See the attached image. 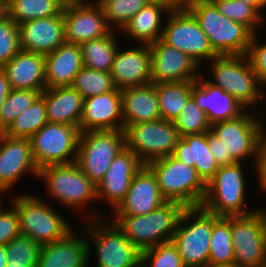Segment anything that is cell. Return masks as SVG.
Returning <instances> with one entry per match:
<instances>
[{
    "instance_id": "7dc6e473",
    "label": "cell",
    "mask_w": 266,
    "mask_h": 267,
    "mask_svg": "<svg viewBox=\"0 0 266 267\" xmlns=\"http://www.w3.org/2000/svg\"><path fill=\"white\" fill-rule=\"evenodd\" d=\"M253 165V168H255L253 170H256L255 175L257 174L259 190H261L262 193H266V139L263 141L259 155Z\"/></svg>"
},
{
    "instance_id": "ab89813d",
    "label": "cell",
    "mask_w": 266,
    "mask_h": 267,
    "mask_svg": "<svg viewBox=\"0 0 266 267\" xmlns=\"http://www.w3.org/2000/svg\"><path fill=\"white\" fill-rule=\"evenodd\" d=\"M213 3L224 16L247 25L255 34H259L258 25H264L266 20L253 6L241 0H215Z\"/></svg>"
},
{
    "instance_id": "d6a6232c",
    "label": "cell",
    "mask_w": 266,
    "mask_h": 267,
    "mask_svg": "<svg viewBox=\"0 0 266 267\" xmlns=\"http://www.w3.org/2000/svg\"><path fill=\"white\" fill-rule=\"evenodd\" d=\"M118 31H111L108 35L80 44L83 65L87 68L110 72L118 45ZM117 38V39H116Z\"/></svg>"
},
{
    "instance_id": "7c38bea8",
    "label": "cell",
    "mask_w": 266,
    "mask_h": 267,
    "mask_svg": "<svg viewBox=\"0 0 266 267\" xmlns=\"http://www.w3.org/2000/svg\"><path fill=\"white\" fill-rule=\"evenodd\" d=\"M124 148V130L84 131L80 134L75 163L97 185Z\"/></svg>"
},
{
    "instance_id": "11a10c76",
    "label": "cell",
    "mask_w": 266,
    "mask_h": 267,
    "mask_svg": "<svg viewBox=\"0 0 266 267\" xmlns=\"http://www.w3.org/2000/svg\"><path fill=\"white\" fill-rule=\"evenodd\" d=\"M7 17V2L0 0V22Z\"/></svg>"
},
{
    "instance_id": "f5cc1de1",
    "label": "cell",
    "mask_w": 266,
    "mask_h": 267,
    "mask_svg": "<svg viewBox=\"0 0 266 267\" xmlns=\"http://www.w3.org/2000/svg\"><path fill=\"white\" fill-rule=\"evenodd\" d=\"M244 3L253 6L265 19L266 17L263 14L264 8H266V0H241Z\"/></svg>"
},
{
    "instance_id": "83f0119b",
    "label": "cell",
    "mask_w": 266,
    "mask_h": 267,
    "mask_svg": "<svg viewBox=\"0 0 266 267\" xmlns=\"http://www.w3.org/2000/svg\"><path fill=\"white\" fill-rule=\"evenodd\" d=\"M83 67L80 46L63 43L55 51L45 55L46 88L70 87Z\"/></svg>"
},
{
    "instance_id": "836d02e7",
    "label": "cell",
    "mask_w": 266,
    "mask_h": 267,
    "mask_svg": "<svg viewBox=\"0 0 266 267\" xmlns=\"http://www.w3.org/2000/svg\"><path fill=\"white\" fill-rule=\"evenodd\" d=\"M64 0H9L7 16L17 25L24 22L60 15Z\"/></svg>"
},
{
    "instance_id": "e575fe53",
    "label": "cell",
    "mask_w": 266,
    "mask_h": 267,
    "mask_svg": "<svg viewBox=\"0 0 266 267\" xmlns=\"http://www.w3.org/2000/svg\"><path fill=\"white\" fill-rule=\"evenodd\" d=\"M195 81L162 82L156 84L161 118L175 121L186 101L192 96Z\"/></svg>"
},
{
    "instance_id": "5bb4252c",
    "label": "cell",
    "mask_w": 266,
    "mask_h": 267,
    "mask_svg": "<svg viewBox=\"0 0 266 267\" xmlns=\"http://www.w3.org/2000/svg\"><path fill=\"white\" fill-rule=\"evenodd\" d=\"M80 134L77 126L47 122L30 138L37 167L74 163Z\"/></svg>"
},
{
    "instance_id": "52a82bcc",
    "label": "cell",
    "mask_w": 266,
    "mask_h": 267,
    "mask_svg": "<svg viewBox=\"0 0 266 267\" xmlns=\"http://www.w3.org/2000/svg\"><path fill=\"white\" fill-rule=\"evenodd\" d=\"M39 179L41 182L44 181L48 196L65 208L85 212L89 210L88 204L95 205L96 200L98 201L96 184L82 172L75 162L42 167L39 169Z\"/></svg>"
},
{
    "instance_id": "d6986e66",
    "label": "cell",
    "mask_w": 266,
    "mask_h": 267,
    "mask_svg": "<svg viewBox=\"0 0 266 267\" xmlns=\"http://www.w3.org/2000/svg\"><path fill=\"white\" fill-rule=\"evenodd\" d=\"M140 159L128 148L121 150L112 160L108 171L97 183L98 201L110 204L112 212L123 201L135 174L143 167Z\"/></svg>"
},
{
    "instance_id": "f546056e",
    "label": "cell",
    "mask_w": 266,
    "mask_h": 267,
    "mask_svg": "<svg viewBox=\"0 0 266 267\" xmlns=\"http://www.w3.org/2000/svg\"><path fill=\"white\" fill-rule=\"evenodd\" d=\"M40 96L45 101L50 123L79 127L83 112V96L70 87L46 88Z\"/></svg>"
},
{
    "instance_id": "4316f807",
    "label": "cell",
    "mask_w": 266,
    "mask_h": 267,
    "mask_svg": "<svg viewBox=\"0 0 266 267\" xmlns=\"http://www.w3.org/2000/svg\"><path fill=\"white\" fill-rule=\"evenodd\" d=\"M76 233L73 230L61 240L42 245L36 267H88L86 236Z\"/></svg>"
},
{
    "instance_id": "d590c367",
    "label": "cell",
    "mask_w": 266,
    "mask_h": 267,
    "mask_svg": "<svg viewBox=\"0 0 266 267\" xmlns=\"http://www.w3.org/2000/svg\"><path fill=\"white\" fill-rule=\"evenodd\" d=\"M47 122L45 101L39 96L28 109L9 125L3 134L12 138L30 139Z\"/></svg>"
},
{
    "instance_id": "6f0895ef",
    "label": "cell",
    "mask_w": 266,
    "mask_h": 267,
    "mask_svg": "<svg viewBox=\"0 0 266 267\" xmlns=\"http://www.w3.org/2000/svg\"><path fill=\"white\" fill-rule=\"evenodd\" d=\"M6 267H36V266H18V265H13V263H8Z\"/></svg>"
},
{
    "instance_id": "cb8c5ba5",
    "label": "cell",
    "mask_w": 266,
    "mask_h": 267,
    "mask_svg": "<svg viewBox=\"0 0 266 267\" xmlns=\"http://www.w3.org/2000/svg\"><path fill=\"white\" fill-rule=\"evenodd\" d=\"M203 73L201 71L200 77L192 84V97L197 106L206 112L211 124L239 117L247 110L229 93L210 84Z\"/></svg>"
},
{
    "instance_id": "8fae6325",
    "label": "cell",
    "mask_w": 266,
    "mask_h": 267,
    "mask_svg": "<svg viewBox=\"0 0 266 267\" xmlns=\"http://www.w3.org/2000/svg\"><path fill=\"white\" fill-rule=\"evenodd\" d=\"M125 147L147 163L173 154L181 139L173 121L164 119L124 127Z\"/></svg>"
},
{
    "instance_id": "3957f363",
    "label": "cell",
    "mask_w": 266,
    "mask_h": 267,
    "mask_svg": "<svg viewBox=\"0 0 266 267\" xmlns=\"http://www.w3.org/2000/svg\"><path fill=\"white\" fill-rule=\"evenodd\" d=\"M186 207L167 201L145 215L111 216L124 236L140 251L172 241L178 222Z\"/></svg>"
},
{
    "instance_id": "c3c4849f",
    "label": "cell",
    "mask_w": 266,
    "mask_h": 267,
    "mask_svg": "<svg viewBox=\"0 0 266 267\" xmlns=\"http://www.w3.org/2000/svg\"><path fill=\"white\" fill-rule=\"evenodd\" d=\"M208 145L210 152L215 157L218 165L223 166V147L219 143L218 137H216L210 130L208 131Z\"/></svg>"
},
{
    "instance_id": "30bf717a",
    "label": "cell",
    "mask_w": 266,
    "mask_h": 267,
    "mask_svg": "<svg viewBox=\"0 0 266 267\" xmlns=\"http://www.w3.org/2000/svg\"><path fill=\"white\" fill-rule=\"evenodd\" d=\"M213 214L200 207L186 208L172 238L186 267H209Z\"/></svg>"
},
{
    "instance_id": "9c48e42d",
    "label": "cell",
    "mask_w": 266,
    "mask_h": 267,
    "mask_svg": "<svg viewBox=\"0 0 266 267\" xmlns=\"http://www.w3.org/2000/svg\"><path fill=\"white\" fill-rule=\"evenodd\" d=\"M188 10L198 21L218 56L247 55L255 35L247 25L227 18L214 3L199 4Z\"/></svg>"
},
{
    "instance_id": "1f68e13d",
    "label": "cell",
    "mask_w": 266,
    "mask_h": 267,
    "mask_svg": "<svg viewBox=\"0 0 266 267\" xmlns=\"http://www.w3.org/2000/svg\"><path fill=\"white\" fill-rule=\"evenodd\" d=\"M231 216L213 214L212 234L209 249V267L234 265Z\"/></svg>"
},
{
    "instance_id": "7402d4cb",
    "label": "cell",
    "mask_w": 266,
    "mask_h": 267,
    "mask_svg": "<svg viewBox=\"0 0 266 267\" xmlns=\"http://www.w3.org/2000/svg\"><path fill=\"white\" fill-rule=\"evenodd\" d=\"M79 128L81 132L123 130L121 89L84 99Z\"/></svg>"
},
{
    "instance_id": "44dd1931",
    "label": "cell",
    "mask_w": 266,
    "mask_h": 267,
    "mask_svg": "<svg viewBox=\"0 0 266 267\" xmlns=\"http://www.w3.org/2000/svg\"><path fill=\"white\" fill-rule=\"evenodd\" d=\"M166 202L167 200L160 193L154 174L146 165H143L132 179L125 198L111 215H145Z\"/></svg>"
},
{
    "instance_id": "74e56055",
    "label": "cell",
    "mask_w": 266,
    "mask_h": 267,
    "mask_svg": "<svg viewBox=\"0 0 266 267\" xmlns=\"http://www.w3.org/2000/svg\"><path fill=\"white\" fill-rule=\"evenodd\" d=\"M103 9L107 24L113 31H121L144 6L146 0H96Z\"/></svg>"
},
{
    "instance_id": "4dcf8cb0",
    "label": "cell",
    "mask_w": 266,
    "mask_h": 267,
    "mask_svg": "<svg viewBox=\"0 0 266 267\" xmlns=\"http://www.w3.org/2000/svg\"><path fill=\"white\" fill-rule=\"evenodd\" d=\"M169 12L163 5L148 3L128 21L119 34L131 37V41L133 38V43L150 45L162 37Z\"/></svg>"
},
{
    "instance_id": "277c9868",
    "label": "cell",
    "mask_w": 266,
    "mask_h": 267,
    "mask_svg": "<svg viewBox=\"0 0 266 267\" xmlns=\"http://www.w3.org/2000/svg\"><path fill=\"white\" fill-rule=\"evenodd\" d=\"M11 198L10 204L19 215L21 234L41 246L61 240L75 230L66 217L47 202L48 198L42 199L25 192L14 194Z\"/></svg>"
},
{
    "instance_id": "db71d44e",
    "label": "cell",
    "mask_w": 266,
    "mask_h": 267,
    "mask_svg": "<svg viewBox=\"0 0 266 267\" xmlns=\"http://www.w3.org/2000/svg\"><path fill=\"white\" fill-rule=\"evenodd\" d=\"M7 265L8 259L5 245H0V267H6Z\"/></svg>"
},
{
    "instance_id": "7a4b0ae2",
    "label": "cell",
    "mask_w": 266,
    "mask_h": 267,
    "mask_svg": "<svg viewBox=\"0 0 266 267\" xmlns=\"http://www.w3.org/2000/svg\"><path fill=\"white\" fill-rule=\"evenodd\" d=\"M254 112L246 110L239 117L211 124L210 131L223 147V166L246 163L244 161L249 159L254 163L259 155L266 139V126L262 117H257Z\"/></svg>"
},
{
    "instance_id": "5b68a950",
    "label": "cell",
    "mask_w": 266,
    "mask_h": 267,
    "mask_svg": "<svg viewBox=\"0 0 266 267\" xmlns=\"http://www.w3.org/2000/svg\"><path fill=\"white\" fill-rule=\"evenodd\" d=\"M208 64L211 69L208 68V72L211 71L209 73L212 76L205 75L204 78L210 84L229 93L247 110L261 103L264 86L258 80L247 55L218 56Z\"/></svg>"
},
{
    "instance_id": "8992f818",
    "label": "cell",
    "mask_w": 266,
    "mask_h": 267,
    "mask_svg": "<svg viewBox=\"0 0 266 267\" xmlns=\"http://www.w3.org/2000/svg\"><path fill=\"white\" fill-rule=\"evenodd\" d=\"M244 168L242 162L219 167L206 184V195L201 207L216 216L247 215L256 211L257 207L249 209L247 205L248 179Z\"/></svg>"
},
{
    "instance_id": "680465c9",
    "label": "cell",
    "mask_w": 266,
    "mask_h": 267,
    "mask_svg": "<svg viewBox=\"0 0 266 267\" xmlns=\"http://www.w3.org/2000/svg\"><path fill=\"white\" fill-rule=\"evenodd\" d=\"M264 90H266V86L263 88V94H262V99H263V100L265 99V100H264V101L262 100L261 102H265V103H266V94H265L266 91H264ZM265 112H266V111H265Z\"/></svg>"
},
{
    "instance_id": "8d00e7d4",
    "label": "cell",
    "mask_w": 266,
    "mask_h": 267,
    "mask_svg": "<svg viewBox=\"0 0 266 267\" xmlns=\"http://www.w3.org/2000/svg\"><path fill=\"white\" fill-rule=\"evenodd\" d=\"M71 87L78 91L84 99L108 93L114 90V82L110 72L83 67L75 76Z\"/></svg>"
},
{
    "instance_id": "ee69618b",
    "label": "cell",
    "mask_w": 266,
    "mask_h": 267,
    "mask_svg": "<svg viewBox=\"0 0 266 267\" xmlns=\"http://www.w3.org/2000/svg\"><path fill=\"white\" fill-rule=\"evenodd\" d=\"M21 50L19 27L7 16L0 22V68Z\"/></svg>"
},
{
    "instance_id": "f1b7e54d",
    "label": "cell",
    "mask_w": 266,
    "mask_h": 267,
    "mask_svg": "<svg viewBox=\"0 0 266 267\" xmlns=\"http://www.w3.org/2000/svg\"><path fill=\"white\" fill-rule=\"evenodd\" d=\"M172 156L187 166L194 167L205 184L214 177L220 167L210 152L208 132L181 137Z\"/></svg>"
},
{
    "instance_id": "816d5d0a",
    "label": "cell",
    "mask_w": 266,
    "mask_h": 267,
    "mask_svg": "<svg viewBox=\"0 0 266 267\" xmlns=\"http://www.w3.org/2000/svg\"><path fill=\"white\" fill-rule=\"evenodd\" d=\"M215 0H179L181 9L188 10L199 4L213 3Z\"/></svg>"
},
{
    "instance_id": "ba28073f",
    "label": "cell",
    "mask_w": 266,
    "mask_h": 267,
    "mask_svg": "<svg viewBox=\"0 0 266 267\" xmlns=\"http://www.w3.org/2000/svg\"><path fill=\"white\" fill-rule=\"evenodd\" d=\"M146 166L154 174L160 193L167 201L188 207H200L206 195V184L196 169L172 155L151 161Z\"/></svg>"
},
{
    "instance_id": "94428289",
    "label": "cell",
    "mask_w": 266,
    "mask_h": 267,
    "mask_svg": "<svg viewBox=\"0 0 266 267\" xmlns=\"http://www.w3.org/2000/svg\"><path fill=\"white\" fill-rule=\"evenodd\" d=\"M65 2H71V1H86V0H64Z\"/></svg>"
},
{
    "instance_id": "60d3db41",
    "label": "cell",
    "mask_w": 266,
    "mask_h": 267,
    "mask_svg": "<svg viewBox=\"0 0 266 267\" xmlns=\"http://www.w3.org/2000/svg\"><path fill=\"white\" fill-rule=\"evenodd\" d=\"M174 125L181 137L208 132L211 127L206 112L197 106L192 96L186 101Z\"/></svg>"
},
{
    "instance_id": "f6af8a7d",
    "label": "cell",
    "mask_w": 266,
    "mask_h": 267,
    "mask_svg": "<svg viewBox=\"0 0 266 267\" xmlns=\"http://www.w3.org/2000/svg\"><path fill=\"white\" fill-rule=\"evenodd\" d=\"M21 235L19 215L11 205L0 211V245H7L11 240Z\"/></svg>"
},
{
    "instance_id": "484cf974",
    "label": "cell",
    "mask_w": 266,
    "mask_h": 267,
    "mask_svg": "<svg viewBox=\"0 0 266 267\" xmlns=\"http://www.w3.org/2000/svg\"><path fill=\"white\" fill-rule=\"evenodd\" d=\"M121 104L123 130L128 125L162 119L156 84L121 89Z\"/></svg>"
},
{
    "instance_id": "d4e9b609",
    "label": "cell",
    "mask_w": 266,
    "mask_h": 267,
    "mask_svg": "<svg viewBox=\"0 0 266 267\" xmlns=\"http://www.w3.org/2000/svg\"><path fill=\"white\" fill-rule=\"evenodd\" d=\"M2 70L9 80L11 89L34 90L46 89L45 55L21 50Z\"/></svg>"
},
{
    "instance_id": "6da1fadb",
    "label": "cell",
    "mask_w": 266,
    "mask_h": 267,
    "mask_svg": "<svg viewBox=\"0 0 266 267\" xmlns=\"http://www.w3.org/2000/svg\"><path fill=\"white\" fill-rule=\"evenodd\" d=\"M92 213L86 218V224L80 227L85 226L83 232L87 238L88 260L93 253L91 249H94L97 267H140L141 251L114 222L106 218L105 213Z\"/></svg>"
},
{
    "instance_id": "7bdbcfd3",
    "label": "cell",
    "mask_w": 266,
    "mask_h": 267,
    "mask_svg": "<svg viewBox=\"0 0 266 267\" xmlns=\"http://www.w3.org/2000/svg\"><path fill=\"white\" fill-rule=\"evenodd\" d=\"M8 263L37 266L41 245L26 235H19L5 245Z\"/></svg>"
},
{
    "instance_id": "4fadbf2b",
    "label": "cell",
    "mask_w": 266,
    "mask_h": 267,
    "mask_svg": "<svg viewBox=\"0 0 266 267\" xmlns=\"http://www.w3.org/2000/svg\"><path fill=\"white\" fill-rule=\"evenodd\" d=\"M234 264L263 267L266 264V208L231 216Z\"/></svg>"
},
{
    "instance_id": "681fc988",
    "label": "cell",
    "mask_w": 266,
    "mask_h": 267,
    "mask_svg": "<svg viewBox=\"0 0 266 267\" xmlns=\"http://www.w3.org/2000/svg\"><path fill=\"white\" fill-rule=\"evenodd\" d=\"M11 86L5 72L0 68V107L11 92Z\"/></svg>"
},
{
    "instance_id": "f35d334b",
    "label": "cell",
    "mask_w": 266,
    "mask_h": 267,
    "mask_svg": "<svg viewBox=\"0 0 266 267\" xmlns=\"http://www.w3.org/2000/svg\"><path fill=\"white\" fill-rule=\"evenodd\" d=\"M40 94L41 92L34 90L12 89L0 107V132L3 133L19 115L32 105Z\"/></svg>"
},
{
    "instance_id": "9a60e30c",
    "label": "cell",
    "mask_w": 266,
    "mask_h": 267,
    "mask_svg": "<svg viewBox=\"0 0 266 267\" xmlns=\"http://www.w3.org/2000/svg\"><path fill=\"white\" fill-rule=\"evenodd\" d=\"M161 39L189 55L200 67L218 57L210 45L209 38L189 10L178 9L169 12Z\"/></svg>"
},
{
    "instance_id": "ffe728a7",
    "label": "cell",
    "mask_w": 266,
    "mask_h": 267,
    "mask_svg": "<svg viewBox=\"0 0 266 267\" xmlns=\"http://www.w3.org/2000/svg\"><path fill=\"white\" fill-rule=\"evenodd\" d=\"M134 45V47L124 48V50L122 47L117 49L110 74L114 86L118 89L151 83L150 46L146 44Z\"/></svg>"
},
{
    "instance_id": "603a6c76",
    "label": "cell",
    "mask_w": 266,
    "mask_h": 267,
    "mask_svg": "<svg viewBox=\"0 0 266 267\" xmlns=\"http://www.w3.org/2000/svg\"><path fill=\"white\" fill-rule=\"evenodd\" d=\"M18 27L23 51L46 55L65 43L63 12L57 16L27 21Z\"/></svg>"
},
{
    "instance_id": "b9f144b4",
    "label": "cell",
    "mask_w": 266,
    "mask_h": 267,
    "mask_svg": "<svg viewBox=\"0 0 266 267\" xmlns=\"http://www.w3.org/2000/svg\"><path fill=\"white\" fill-rule=\"evenodd\" d=\"M140 267H186L172 241L141 251Z\"/></svg>"
},
{
    "instance_id": "f907efd6",
    "label": "cell",
    "mask_w": 266,
    "mask_h": 267,
    "mask_svg": "<svg viewBox=\"0 0 266 267\" xmlns=\"http://www.w3.org/2000/svg\"><path fill=\"white\" fill-rule=\"evenodd\" d=\"M151 4H160L168 8L170 11L181 9L179 0H146Z\"/></svg>"
},
{
    "instance_id": "e0dca14e",
    "label": "cell",
    "mask_w": 266,
    "mask_h": 267,
    "mask_svg": "<svg viewBox=\"0 0 266 267\" xmlns=\"http://www.w3.org/2000/svg\"><path fill=\"white\" fill-rule=\"evenodd\" d=\"M149 46L152 84L196 81L200 77L201 67L189 55L168 45L161 38Z\"/></svg>"
},
{
    "instance_id": "ac0fdd59",
    "label": "cell",
    "mask_w": 266,
    "mask_h": 267,
    "mask_svg": "<svg viewBox=\"0 0 266 267\" xmlns=\"http://www.w3.org/2000/svg\"><path fill=\"white\" fill-rule=\"evenodd\" d=\"M38 173L30 139L12 138L1 133L0 190L8 193L25 174L38 178Z\"/></svg>"
},
{
    "instance_id": "9f6ffc18",
    "label": "cell",
    "mask_w": 266,
    "mask_h": 267,
    "mask_svg": "<svg viewBox=\"0 0 266 267\" xmlns=\"http://www.w3.org/2000/svg\"><path fill=\"white\" fill-rule=\"evenodd\" d=\"M5 193L7 194V192L0 190V211L4 208L3 205H5V203H3V200H2L3 199L2 194L4 195Z\"/></svg>"
},
{
    "instance_id": "2e32d148",
    "label": "cell",
    "mask_w": 266,
    "mask_h": 267,
    "mask_svg": "<svg viewBox=\"0 0 266 267\" xmlns=\"http://www.w3.org/2000/svg\"><path fill=\"white\" fill-rule=\"evenodd\" d=\"M63 19L67 43L80 45L104 37L112 31L96 0L66 2Z\"/></svg>"
},
{
    "instance_id": "bcb514c9",
    "label": "cell",
    "mask_w": 266,
    "mask_h": 267,
    "mask_svg": "<svg viewBox=\"0 0 266 267\" xmlns=\"http://www.w3.org/2000/svg\"><path fill=\"white\" fill-rule=\"evenodd\" d=\"M255 34L247 52V57L254 69L258 80L265 87L266 86V42L261 43L260 39ZM259 39V40H258ZM260 41V42H259Z\"/></svg>"
},
{
    "instance_id": "91938a15",
    "label": "cell",
    "mask_w": 266,
    "mask_h": 267,
    "mask_svg": "<svg viewBox=\"0 0 266 267\" xmlns=\"http://www.w3.org/2000/svg\"><path fill=\"white\" fill-rule=\"evenodd\" d=\"M225 267H245V266H238V265H229V266H225Z\"/></svg>"
}]
</instances>
